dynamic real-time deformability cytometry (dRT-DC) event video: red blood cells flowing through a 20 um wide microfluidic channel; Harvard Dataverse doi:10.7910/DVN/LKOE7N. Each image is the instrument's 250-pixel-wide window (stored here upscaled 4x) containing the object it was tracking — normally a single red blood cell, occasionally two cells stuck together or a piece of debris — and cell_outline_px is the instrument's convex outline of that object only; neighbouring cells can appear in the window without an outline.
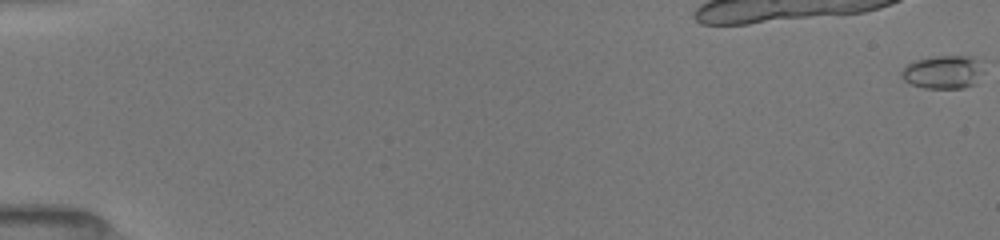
{"species": "common noctule bat (a hibernating species)", "species_latin": "Nyctalus noctula", "temperature_condition": "room temperature", "stored_images_in_passage": 54, "camera_frame_rate_fps": 3000, "um_per_image_px": 0.085, "animal": {"sex": "female", "body_mass_g": 19.5, "forearm_length_mm": 54.1}, "frame": {"image": 1, "passage_image": 1, "time_ms": 0.0, "image_size_px": [1000, 240], "cell_outline_px": [[980, 60], [976, 84], [964, 88], [924, 88], [912, 84], [904, 80], [900, 72], [912, 60], [936, 56], [972, 56]], "centroid_in_image_um": [80.11, 6.12], "position_along_channel_um": 4.9, "area_um2": 15.66}}
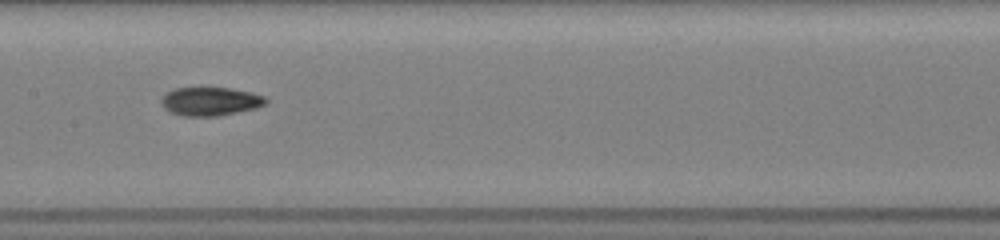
{"frame": {"image": 2, "passage_image": 29, "time_ms": 9.333, "image_size_px": [1000, 240], "cell_outline_px": [[268, 100], [264, 104], [256, 108], [220, 116], [184, 116], [168, 112], [160, 104], [160, 100], [168, 92], [176, 88], [200, 84], [228, 88], [252, 92], [264, 96]], "centroid_in_image_um": [17.83, 8.58], "position_along_channel_um": 189.6, "area_um2": 18.15}}
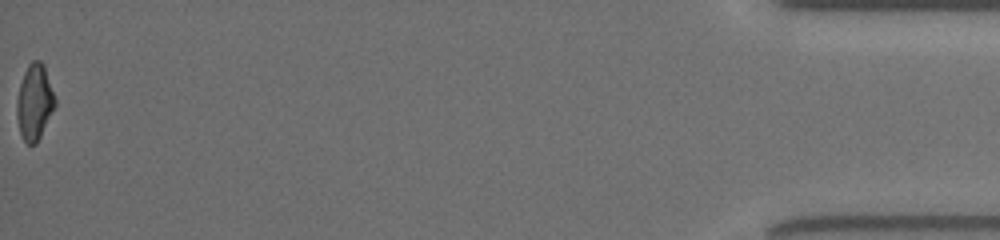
{"frame": {"image": 3, "passage_image": 54, "time_ms": 17.667, "image_size_px": [1000, 240], "cell_outline_px": [[56, 104], [36, 144], [28, 144], [24, 140], [20, 132], [16, 116], [16, 100], [20, 84], [24, 72], [28, 64], [32, 60], [40, 60], [44, 64], [56, 100]], "centroid_in_image_um": [2.92, 8.65], "position_along_channel_um": 432.3, "area_um2": 16.82}, "authors_computed_cell_mechanics": {"area_um2": 16.5886, "velocity_mm_per_s": 3.9945, "shape_relaxation_time_tau1_ms": 5.2696, "shape_relaxation_time_tau2_ms": 3.7001, "deformation_change_tau1": 0.1805, "deformation_change_tau2": 0.0879}}